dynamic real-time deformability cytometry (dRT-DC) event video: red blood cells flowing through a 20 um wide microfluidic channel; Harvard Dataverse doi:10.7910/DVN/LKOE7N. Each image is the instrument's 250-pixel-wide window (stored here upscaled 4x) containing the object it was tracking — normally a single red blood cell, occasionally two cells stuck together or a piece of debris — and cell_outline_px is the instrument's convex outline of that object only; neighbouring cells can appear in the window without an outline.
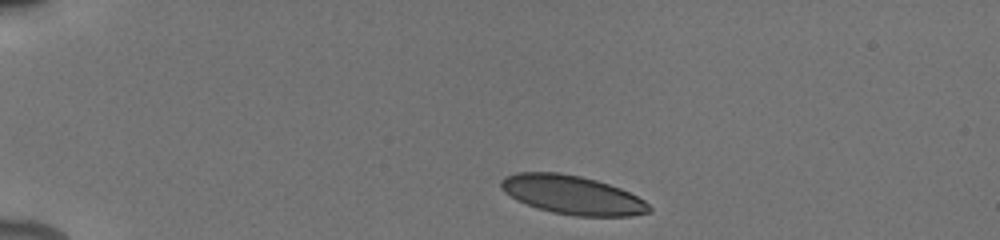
{"species": "human", "species_latin": "Homo sapiens", "temperature_condition": "cold", "stored_images_in_passage": 43, "camera_frame_rate_fps": 3000, "um_per_image_px": 0.085, "donor": {"sex": "male"}, "frame": {"image": 1, "passage_image": 1, "time_ms": 0.0, "image_size_px": [1000, 240], "cell_outline_px": [[652, 212], [632, 216], [576, 216], [552, 212], [536, 208], [516, 200], [504, 192], [500, 188], [500, 180], [504, 176], [516, 172], [560, 172], [580, 176], [596, 180], [620, 188], [644, 200], [652, 208]], "centroid_in_image_um": [48.62, 16.56], "position_along_channel_um": 36.4, "area_um2": 33.7}}
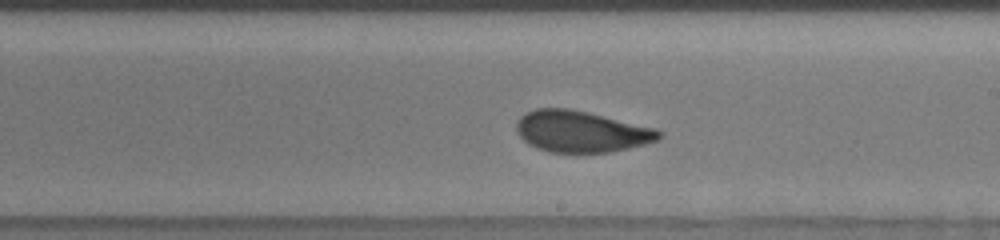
{"frame": {"image": 2, "passage_image": 19, "time_ms": 7.0, "image_size_px": [1000, 240], "cell_outline_px": [[664, 136], [656, 140], [644, 144], [628, 148], [608, 152], [548, 152], [536, 148], [528, 144], [516, 132], [516, 120], [524, 112], [536, 108], [568, 108], [588, 112], [656, 128], [664, 132]], "centroid_in_image_um": [49.38, 11.17], "position_along_channel_um": 239.6, "area_um2": 34.56}}
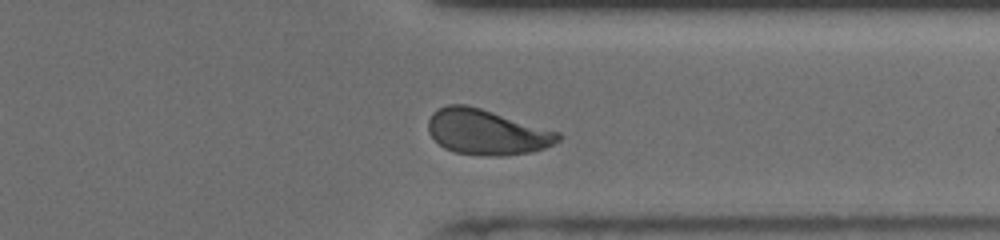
{"frame": {"image": 3, "passage_image": 30, "time_ms": 10.333, "image_size_px": [1000, 240], "cell_outline_px": [[564, 136], [560, 140], [544, 148], [532, 152], [500, 156], [488, 156], [456, 152], [444, 148], [428, 132], [428, 120], [432, 112], [436, 108], [448, 104], [464, 104], [480, 108], [560, 132]], "centroid_in_image_um": [41.37, 11.22], "position_along_channel_um": 370.0, "area_um2": 34.33}, "authors_computed_cell_mechanics": {"area_um2": 33.8708, "velocity_mm_per_s": 3.8975, "shape_relaxation_time_tau1_ms": 4.876, "shape_relaxation_time_tau2_ms": null, "deformation_change_tau1": 0.1217, "deformation_change_tau2": null}}